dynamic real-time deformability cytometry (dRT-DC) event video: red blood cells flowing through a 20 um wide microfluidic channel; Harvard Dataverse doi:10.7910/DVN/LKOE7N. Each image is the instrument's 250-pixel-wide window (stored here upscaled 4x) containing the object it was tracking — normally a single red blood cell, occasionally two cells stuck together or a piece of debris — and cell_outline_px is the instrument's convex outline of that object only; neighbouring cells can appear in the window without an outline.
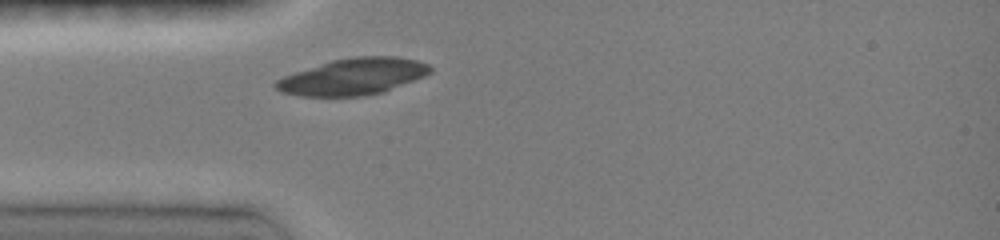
{"species": "common noctule bat (a hibernating species)", "species_latin": "Nyctalus noctula", "temperature_condition": "room temperature", "stored_images_in_passage": 1, "camera_frame_rate_fps": 3000, "um_per_image_px": 0.085, "animal": {"sex": "female", "body_mass_g": 19.0, "forearm_length_mm": 51.5}, "frame": {"image": 1, "passage_image": 1, "time_ms": 0.0, "image_size_px": [1000, 240], "cell_outline_px": [[432, 72], [424, 76], [384, 92], [364, 96], [300, 96], [280, 92], [272, 84], [276, 80], [284, 76], [332, 60], [352, 56], [396, 56], [416, 60], [428, 64], [432, 68]], "centroid_in_image_um": [30.02, 6.51], "position_along_channel_um": 55.0, "area_um2": 32.89}}